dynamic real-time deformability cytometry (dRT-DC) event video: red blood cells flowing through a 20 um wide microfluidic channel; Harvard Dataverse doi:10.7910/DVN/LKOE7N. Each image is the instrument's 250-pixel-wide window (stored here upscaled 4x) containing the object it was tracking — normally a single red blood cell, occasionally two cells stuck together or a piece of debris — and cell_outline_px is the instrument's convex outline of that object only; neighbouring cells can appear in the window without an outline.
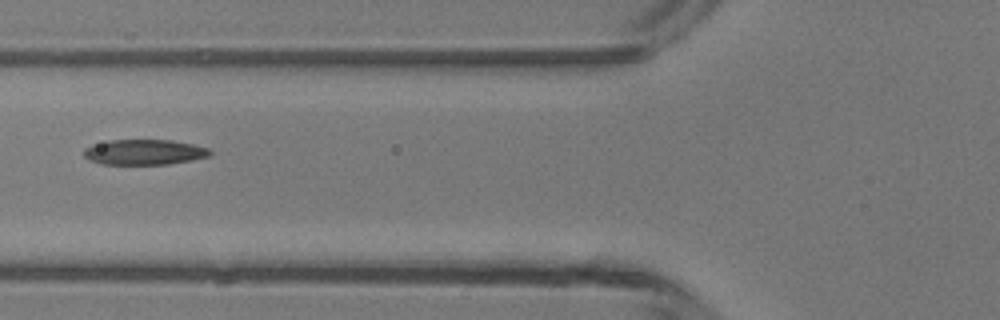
{"species": "common noctule bat (a hibernating species)", "species_latin": "Nyctalus noctula", "temperature_condition": "room temperature", "stored_images_in_passage": 3, "camera_frame_rate_fps": 3000, "um_per_image_px": 0.085, "animal": {"sex": "male", "body_mass_g": 13.3}, "frame": {"image": 1, "passage_image": 3, "time_ms": 2.333, "image_size_px": [1000, 320], "cell_outline_px": [[212, 152], [208, 156], [192, 160], [168, 164], [100, 164], [88, 160], [84, 156], [84, 148], [108, 140], [172, 140], [192, 144], [208, 148]], "centroid_in_image_um": [12.24, 12.93], "position_along_channel_um": 113.6, "area_um2": 18.55}}